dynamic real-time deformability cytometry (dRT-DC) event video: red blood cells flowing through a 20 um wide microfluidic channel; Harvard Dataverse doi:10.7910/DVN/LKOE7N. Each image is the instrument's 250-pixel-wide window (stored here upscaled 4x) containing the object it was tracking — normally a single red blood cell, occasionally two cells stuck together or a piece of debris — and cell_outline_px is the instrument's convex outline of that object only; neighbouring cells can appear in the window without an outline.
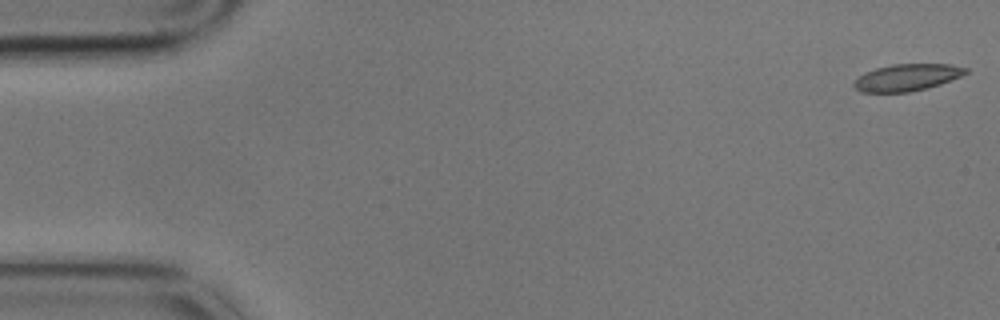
{"species": "common noctule bat (a hibernating species)", "species_latin": "Nyctalus noctula", "temperature_condition": "cold", "stored_images_in_passage": 2, "camera_frame_rate_fps": 3000, "um_per_image_px": 0.085, "animal": {"sex": "male", "body_mass_g": 17.9}, "frame": {"image": 1, "passage_image": 1, "time_ms": 0.0, "image_size_px": [1000, 320], "cell_outline_px": [[968, 72], [960, 76], [940, 84], [928, 88], [908, 92], [860, 92], [852, 84], [864, 72], [876, 68], [892, 64], [952, 64], [968, 68]], "centroid_in_image_um": [77.1, 6.58], "position_along_channel_um": 7.9, "area_um2": 17.46}}